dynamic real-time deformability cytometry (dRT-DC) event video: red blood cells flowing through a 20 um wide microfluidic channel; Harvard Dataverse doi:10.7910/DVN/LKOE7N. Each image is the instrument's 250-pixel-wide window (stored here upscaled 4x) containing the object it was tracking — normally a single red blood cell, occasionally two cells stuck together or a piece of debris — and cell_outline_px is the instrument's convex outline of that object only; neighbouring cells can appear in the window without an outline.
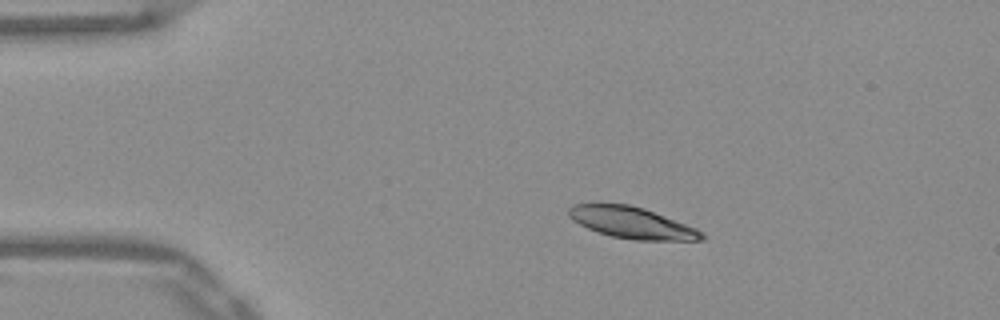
{"species": "Egyptian fruit bat (a non-hibernating species)", "species_latin": "Rousettus aegyptiacus", "temperature_condition": "warm", "stored_images_in_passage": 51, "camera_frame_rate_fps": 3000, "um_per_image_px": 0.085, "frame": {"image": 1, "passage_image": 9, "time_ms": 2.667, "image_size_px": [1000, 320], "cell_outline_px": [[704, 240], [636, 240], [612, 236], [588, 228], [572, 220], [568, 216], [568, 208], [572, 204], [628, 204], [644, 208], [696, 228], [704, 232]], "centroid_in_image_um": [53.71, 18.93], "position_along_channel_um": 31.3, "area_um2": 24.1}}
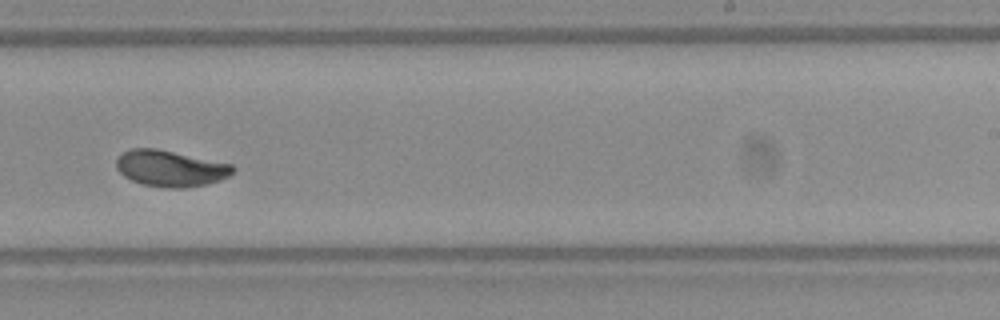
{"frame": {"image": 2, "passage_image": 32, "time_ms": 10.333, "image_size_px": [1000, 320], "cell_outline_px": [[236, 168], [228, 176], [220, 180], [204, 184], [184, 188], [168, 188], [144, 184], [132, 180], [124, 176], [116, 168], [116, 160], [124, 152], [132, 148], [156, 148], [232, 164]], "centroid_in_image_um": [14.48, 14.31], "position_along_channel_um": 274.5, "area_um2": 24.33}}
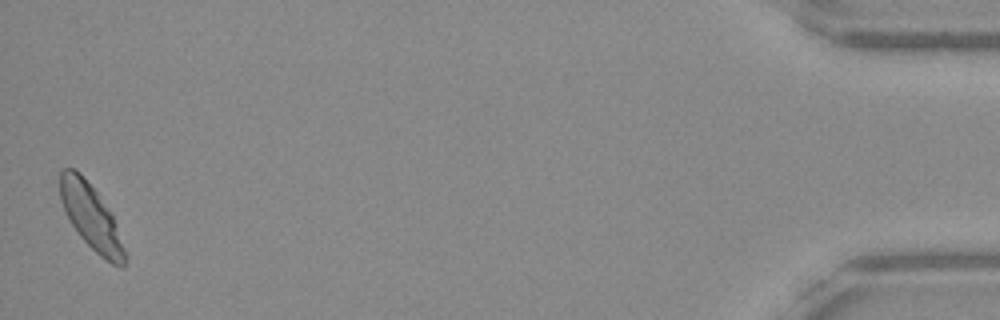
{"frame": {"image": 3, "passage_image": 51, "time_ms": 16.667, "image_size_px": [1000, 320], "cell_outline_px": [[124, 268], [120, 268], [112, 264], [100, 256], [80, 236], [72, 224], [60, 200], [60, 172], [64, 168], [72, 168], [80, 172], [96, 192], [112, 216], [124, 248]], "centroid_in_image_um": [7.71, 18.43], "position_along_channel_um": 427.5, "area_um2": 23.7}, "authors_computed_cell_mechanics": {"area_um2": 24.3916, "velocity_mm_per_s": 3.8539, "shape_relaxation_time_tau1_ms": 4.9525, "shape_relaxation_time_tau2_ms": 1.0286, "deformation_change_tau1": 0.1957, "deformation_change_tau2": 0.0325}}